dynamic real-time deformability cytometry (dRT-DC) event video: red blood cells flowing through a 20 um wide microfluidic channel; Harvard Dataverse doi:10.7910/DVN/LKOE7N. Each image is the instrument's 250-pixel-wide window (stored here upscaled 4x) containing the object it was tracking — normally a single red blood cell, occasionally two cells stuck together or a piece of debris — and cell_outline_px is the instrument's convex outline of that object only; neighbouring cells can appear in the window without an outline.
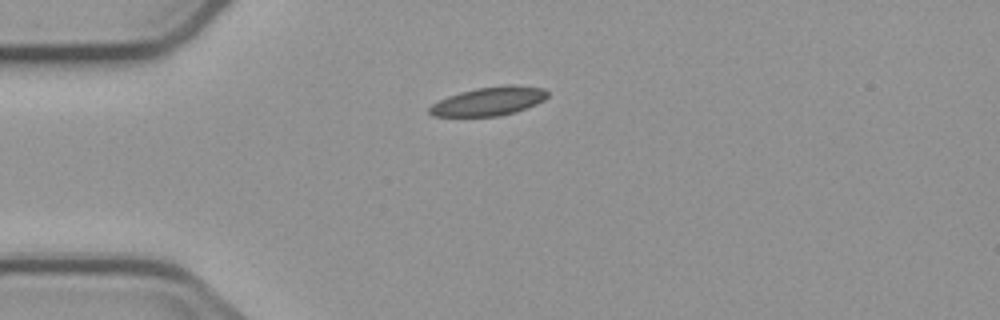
{"species": "common noctule bat (a hibernating species)", "species_latin": "Nyctalus noctula", "temperature_condition": "cold", "stored_images_in_passage": 4, "camera_frame_rate_fps": 3000, "um_per_image_px": 0.085, "animal": {"sex": "male", "body_mass_g": 23.1, "forearm_length_mm": 52.7}, "frame": {"image": 1, "passage_image": 1, "time_ms": 0.0, "image_size_px": [1000, 320], "cell_outline_px": [[548, 96], [544, 100], [536, 104], [516, 112], [500, 116], [432, 116], [428, 112], [428, 108], [432, 104], [448, 96], [460, 92], [476, 88], [508, 84], [516, 84], [544, 88], [548, 92]], "centroid_in_image_um": [41.58, 8.6], "position_along_channel_um": 43.4, "area_um2": 19.88}}
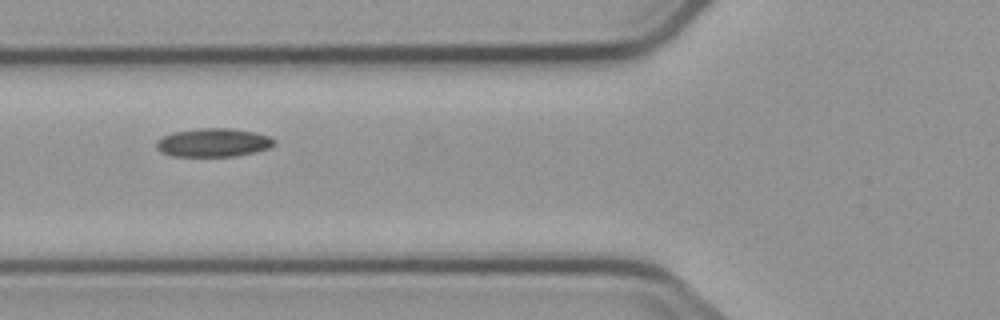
{"frame": {"image": 2, "passage_image": 3, "time_ms": 2.333, "image_size_px": [1000, 320], "cell_outline_px": [[276, 144], [268, 148], [236, 156], [172, 156], [160, 152], [156, 148], [156, 140], [172, 132], [200, 128], [232, 128], [256, 132], [268, 136], [276, 140]], "centroid_in_image_um": [18.12, 12.11], "position_along_channel_um": 107.7, "area_um2": 19.65}}
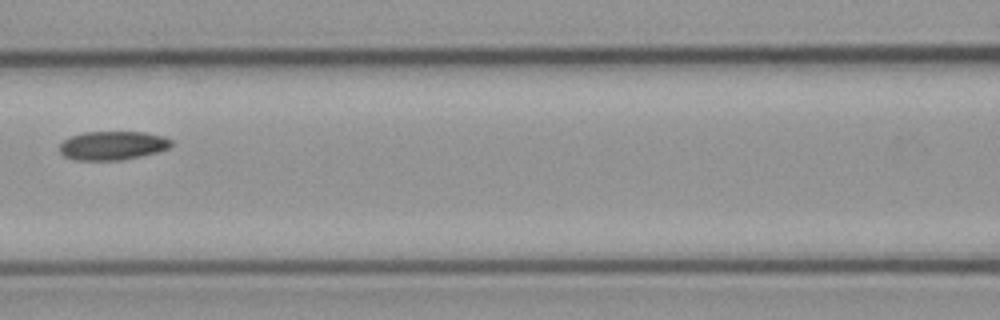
{"frame": {"image": 3, "passage_image": 4, "time_ms": 3.667, "image_size_px": [1000, 320], "cell_outline_px": [[172, 144], [168, 148], [160, 152], [120, 160], [72, 160], [64, 156], [60, 152], [60, 144], [64, 140], [72, 136], [84, 132], [144, 132], [164, 136], [172, 140]], "centroid_in_image_um": [9.58, 12.37], "position_along_channel_um": 157.0, "area_um2": 18.79}}